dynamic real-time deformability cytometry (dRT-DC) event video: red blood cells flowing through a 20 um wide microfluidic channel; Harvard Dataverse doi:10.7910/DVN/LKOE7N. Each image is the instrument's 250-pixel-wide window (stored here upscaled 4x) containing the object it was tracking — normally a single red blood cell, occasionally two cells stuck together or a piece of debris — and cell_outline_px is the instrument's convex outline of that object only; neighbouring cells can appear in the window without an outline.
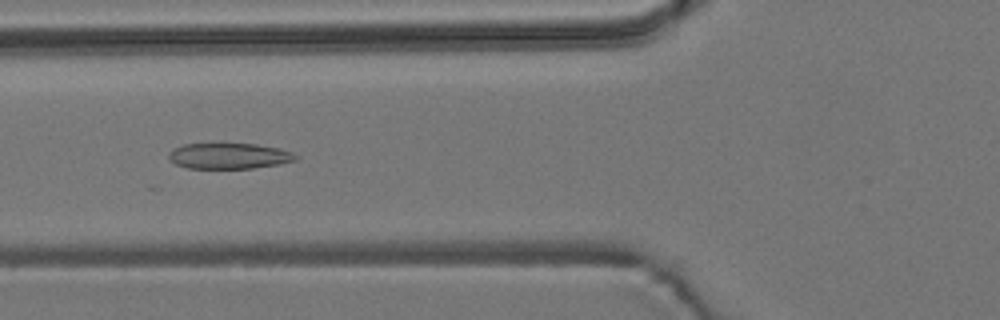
{"species": "common noctule bat (a hibernating species)", "species_latin": "Nyctalus noctula", "temperature_condition": "room temperature", "stored_images_in_passage": 10, "camera_frame_rate_fps": 3000, "um_per_image_px": 0.085, "animal": {"sex": "male", "body_mass_g": 19.2, "forearm_length_mm": 51.8}, "frame": {"image": 1, "passage_image": 6, "time_ms": 1.667, "image_size_px": [1000, 320], "cell_outline_px": [[300, 156], [296, 160], [280, 164], [252, 168], [188, 168], [176, 164], [168, 160], [168, 152], [172, 148], [184, 144], [220, 140], [256, 144], [280, 148], [292, 152]], "centroid_in_image_um": [19.43, 13.19], "position_along_channel_um": 106.4, "area_um2": 20.23}}
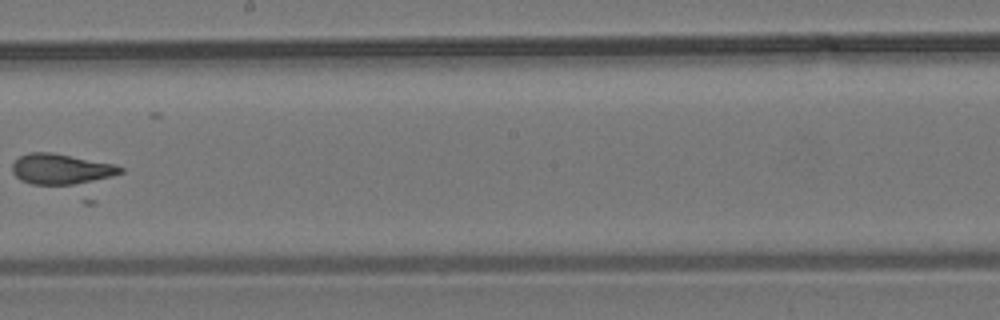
{"frame": {"image": 2, "passage_image": 9, "time_ms": 2.667, "image_size_px": [1000, 320], "cell_outline_px": [[124, 172], [112, 176], [84, 184], [32, 184], [20, 180], [12, 172], [12, 164], [20, 156], [28, 152], [52, 152], [116, 164], [124, 168]], "centroid_in_image_um": [5.23, 14.36], "position_along_channel_um": 243.0, "area_um2": 19.42}}
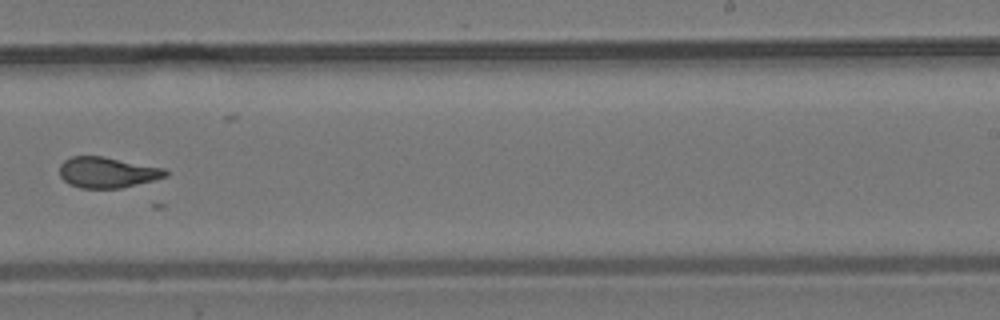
{"frame": {"image": 3, "passage_image": 10, "time_ms": 3.0, "image_size_px": [1000, 320], "cell_outline_px": [[168, 176], [120, 188], [80, 188], [68, 184], [60, 176], [60, 164], [64, 160], [72, 156], [104, 156], [164, 168], [168, 172]], "centroid_in_image_um": [9.09, 14.65], "position_along_channel_um": 279.9, "area_um2": 18.96}}